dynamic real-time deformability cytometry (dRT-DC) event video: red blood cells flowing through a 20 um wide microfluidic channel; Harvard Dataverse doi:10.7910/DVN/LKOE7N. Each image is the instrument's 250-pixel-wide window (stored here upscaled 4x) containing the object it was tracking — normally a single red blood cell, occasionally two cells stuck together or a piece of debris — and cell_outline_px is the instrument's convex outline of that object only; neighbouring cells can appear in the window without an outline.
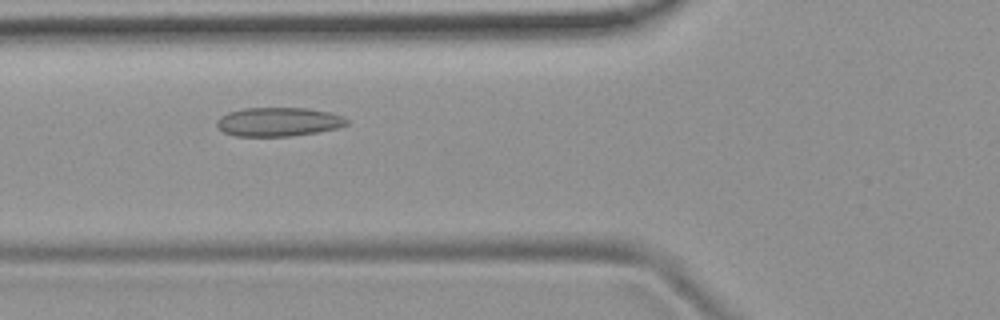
{"species": "common noctule bat (a hibernating species)", "species_latin": "Nyctalus noctula", "temperature_condition": "room temperature", "stored_images_in_passage": 48, "camera_frame_rate_fps": 3000, "um_per_image_px": 0.085, "animal": {"sex": "female", "body_mass_g": 19.9}, "frame": {"image": 1, "passage_image": 15, "time_ms": 4.667, "image_size_px": [1000, 320], "cell_outline_px": [[348, 124], [336, 128], [316, 132], [292, 136], [236, 136], [224, 132], [216, 124], [216, 120], [220, 116], [228, 112], [244, 108], [308, 108], [328, 112], [340, 116], [348, 120]], "centroid_in_image_um": [23.63, 10.35], "position_along_channel_um": 102.2, "area_um2": 21.73}}
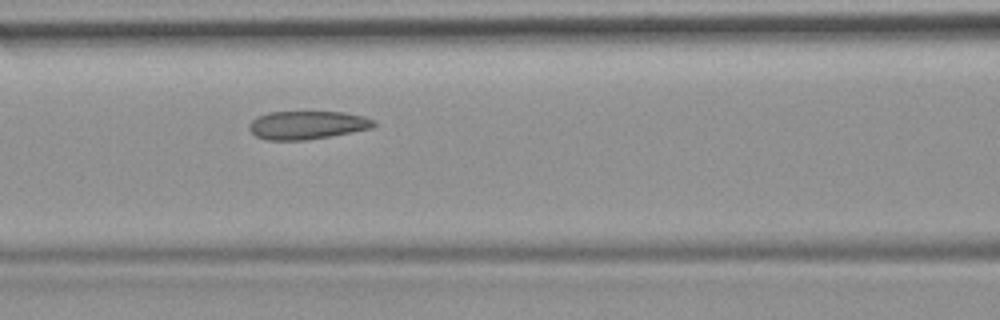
{"frame": {"image": 2, "passage_image": 18, "time_ms": 5.667, "image_size_px": [1000, 320], "cell_outline_px": [[376, 124], [372, 128], [328, 136], [304, 140], [264, 140], [256, 136], [248, 128], [248, 124], [256, 116], [268, 112], [344, 112], [364, 116], [376, 120]], "centroid_in_image_um": [26.08, 10.62], "position_along_channel_um": 140.5, "area_um2": 20.58}}
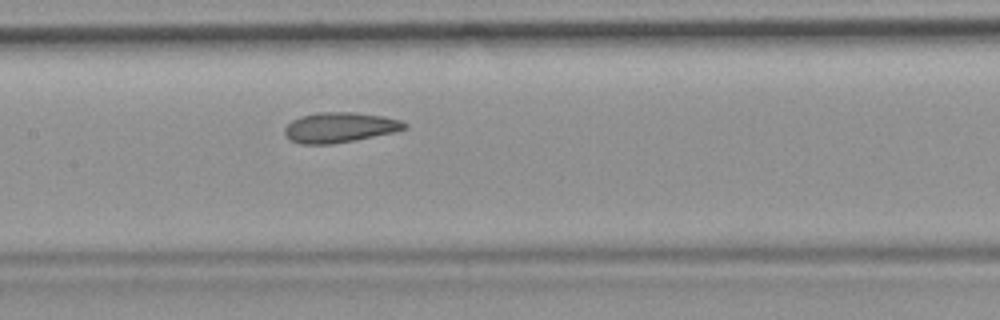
{"frame": {"image": 3, "passage_image": 21, "time_ms": 6.667, "image_size_px": [1000, 320], "cell_outline_px": [[408, 128], [392, 132], [332, 144], [300, 144], [292, 140], [284, 132], [284, 128], [292, 120], [300, 116], [320, 112], [352, 112], [384, 116], [400, 120], [408, 124]], "centroid_in_image_um": [28.87, 10.82], "position_along_channel_um": 178.5, "area_um2": 20.81}, "authors_computed_cell_mechanics": {"area_um2": 21.2415, "velocity_mm_per_s": 3.8104, "shape_relaxation_time_tau1_ms": null, "shape_relaxation_time_tau2_ms": 2.1407, "deformation_change_tau1": null, "deformation_change_tau2": 0.0907}}